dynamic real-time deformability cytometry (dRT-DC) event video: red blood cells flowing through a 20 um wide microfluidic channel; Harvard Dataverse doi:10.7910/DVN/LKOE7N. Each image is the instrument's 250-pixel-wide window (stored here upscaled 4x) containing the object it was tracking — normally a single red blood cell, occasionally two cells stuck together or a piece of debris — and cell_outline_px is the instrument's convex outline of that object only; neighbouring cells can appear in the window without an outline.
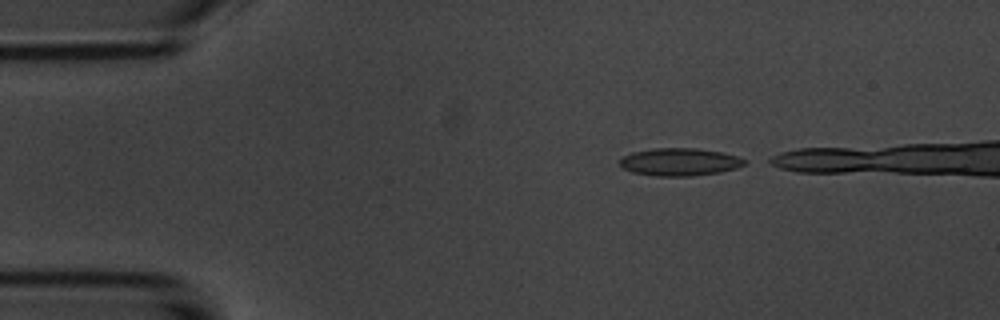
{"species": "common noctule bat (a hibernating species)", "species_latin": "Nyctalus noctula", "temperature_condition": "room temperature", "stored_images_in_passage": 4, "camera_frame_rate_fps": 3000, "um_per_image_px": 0.085, "animal": {"sex": "male", "body_mass_g": 20.1, "forearm_length_mm": 53.5}, "frame": {"image": 1, "passage_image": 1, "time_ms": 0.0, "image_size_px": [1000, 320], "cell_outline_px": [[748, 160], [744, 164], [736, 168], [720, 172], [692, 176], [656, 176], [632, 172], [624, 168], [620, 164], [620, 160], [624, 156], [632, 152], [652, 148], [696, 148], [724, 152]], "centroid_in_image_um": [57.79, 13.76], "position_along_channel_um": 27.2, "area_um2": 20.11}}